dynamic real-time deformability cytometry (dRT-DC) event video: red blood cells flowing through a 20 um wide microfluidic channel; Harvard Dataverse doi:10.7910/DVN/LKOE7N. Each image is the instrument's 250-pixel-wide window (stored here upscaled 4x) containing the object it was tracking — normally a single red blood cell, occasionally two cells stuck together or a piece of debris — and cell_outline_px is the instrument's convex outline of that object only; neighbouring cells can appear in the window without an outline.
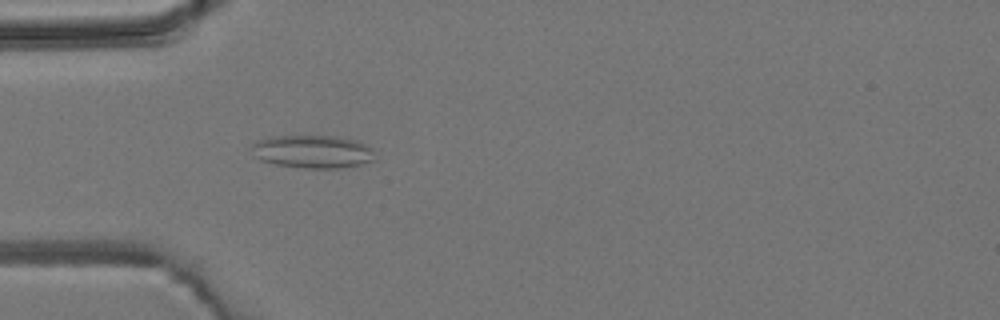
{"species": "common noctule bat (a hibernating species)", "species_latin": "Nyctalus noctula", "temperature_condition": "room temperature", "stored_images_in_passage": 3, "camera_frame_rate_fps": 3000, "um_per_image_px": 0.085, "animal": {"sex": "male", "body_mass_g": 19.2, "forearm_length_mm": 51.8}, "frame": {"image": 1, "passage_image": 3, "time_ms": 2.333, "image_size_px": [1000, 320], "cell_outline_px": [[376, 160], [360, 164], [336, 168], [304, 168], [276, 164], [260, 160], [256, 156], [252, 148], [252, 144], [256, 140], [268, 136], [332, 136], [352, 140], [364, 144], [372, 148]], "centroid_in_image_um": [26.55, 12.88], "position_along_channel_um": 58.4, "area_um2": 23.52}}